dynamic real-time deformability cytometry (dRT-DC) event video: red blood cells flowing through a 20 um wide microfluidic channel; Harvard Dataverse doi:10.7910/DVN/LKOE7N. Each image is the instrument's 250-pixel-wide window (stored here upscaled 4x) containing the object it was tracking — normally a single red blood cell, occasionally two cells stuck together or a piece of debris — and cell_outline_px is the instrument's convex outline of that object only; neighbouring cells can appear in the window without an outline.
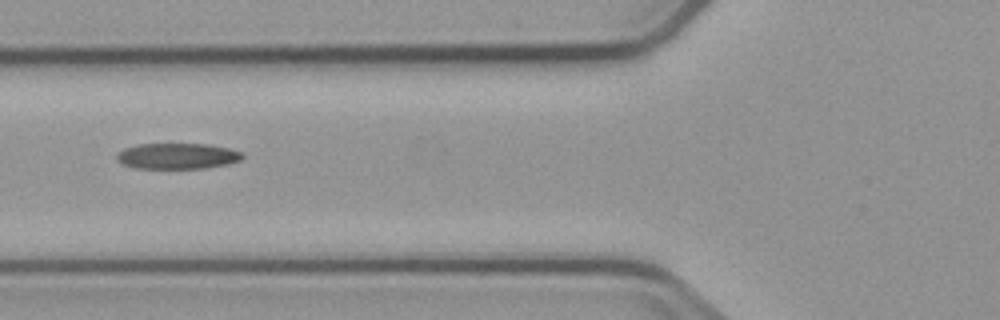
{"species": "common noctule bat (a hibernating species)", "species_latin": "Nyctalus noctula", "temperature_condition": "cold", "stored_images_in_passage": 4, "camera_frame_rate_fps": 3000, "um_per_image_px": 0.085, "animal": {"sex": "male", "body_mass_g": 23.1, "forearm_length_mm": 52.7}, "frame": {"image": 1, "passage_image": 2, "time_ms": 1.667, "image_size_px": [1000, 320], "cell_outline_px": [[244, 156], [240, 160], [228, 164], [204, 168], [132, 168], [116, 160], [116, 156], [124, 148], [136, 144], [208, 144], [228, 148], [240, 152]], "centroid_in_image_um": [15.05, 13.26], "position_along_channel_um": 110.7, "area_um2": 18.84}}
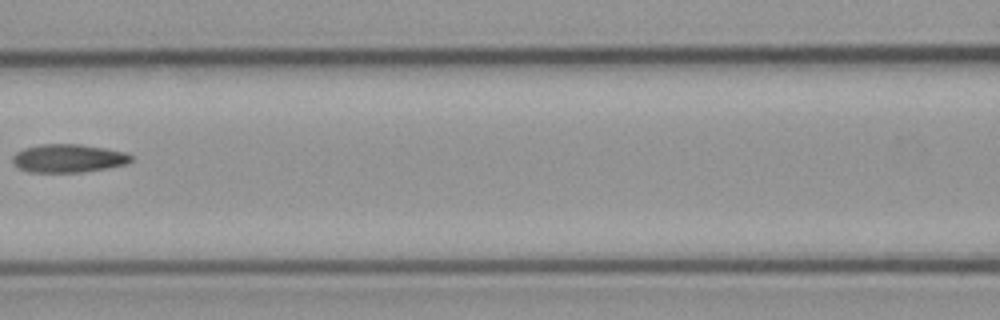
{"frame": {"image": 2, "passage_image": 3, "time_ms": 3.0, "image_size_px": [1000, 320], "cell_outline_px": [[132, 160], [124, 164], [108, 168], [84, 172], [28, 172], [20, 168], [12, 160], [12, 156], [16, 152], [24, 148], [40, 144], [80, 144], [104, 148], [124, 152], [132, 156]], "centroid_in_image_um": [5.79, 13.45], "position_along_channel_um": 160.8, "area_um2": 19.42}}
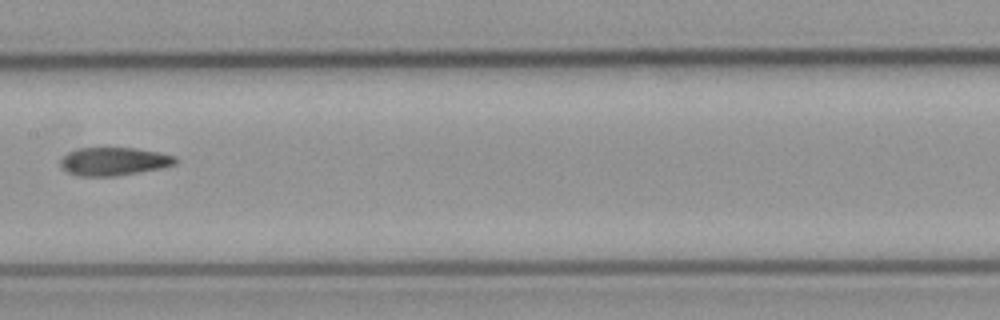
{"frame": {"image": 3, "passage_image": 4, "time_ms": 4.0, "image_size_px": [1000, 320], "cell_outline_px": [[176, 164], [164, 168], [116, 176], [80, 176], [68, 172], [60, 168], [60, 160], [68, 152], [80, 148], [136, 148], [160, 152], [176, 156]], "centroid_in_image_um": [9.7, 13.72], "position_along_channel_um": 197.7, "area_um2": 19.02}}